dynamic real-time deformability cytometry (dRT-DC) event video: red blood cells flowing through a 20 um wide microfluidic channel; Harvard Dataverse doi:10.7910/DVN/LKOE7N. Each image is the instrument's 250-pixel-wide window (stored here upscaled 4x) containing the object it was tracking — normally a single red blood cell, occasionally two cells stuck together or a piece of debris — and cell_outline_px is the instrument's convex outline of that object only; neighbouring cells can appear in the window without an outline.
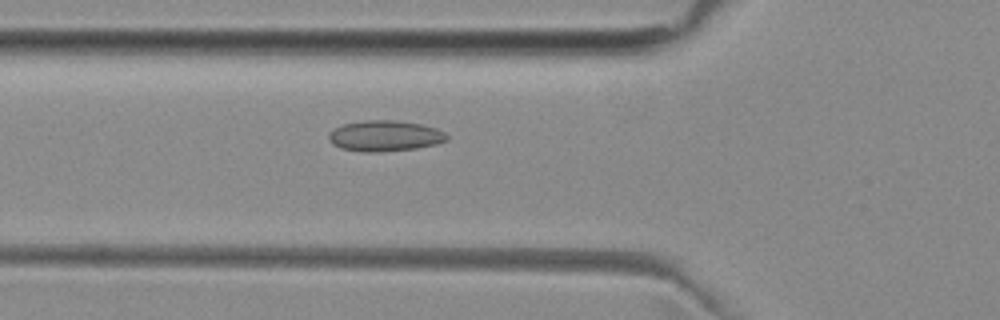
{"species": "common noctule bat (a hibernating species)", "species_latin": "Nyctalus noctula", "temperature_condition": "room temperature", "stored_images_in_passage": 33, "camera_frame_rate_fps": 3000, "um_per_image_px": 0.085, "animal": {"sex": "female", "body_mass_g": 29.2, "forearm_length_mm": 56.3}, "frame": {"image": 1, "passage_image": 3, "time_ms": 0.667, "image_size_px": [1000, 320], "cell_outline_px": [[448, 140], [436, 144], [416, 148], [376, 152], [360, 152], [340, 148], [332, 144], [328, 140], [328, 132], [344, 124], [364, 120], [392, 120], [420, 124], [436, 128], [444, 132], [448, 136]], "centroid_in_image_um": [32.68, 11.56], "position_along_channel_um": 93.1, "area_um2": 21.21}}
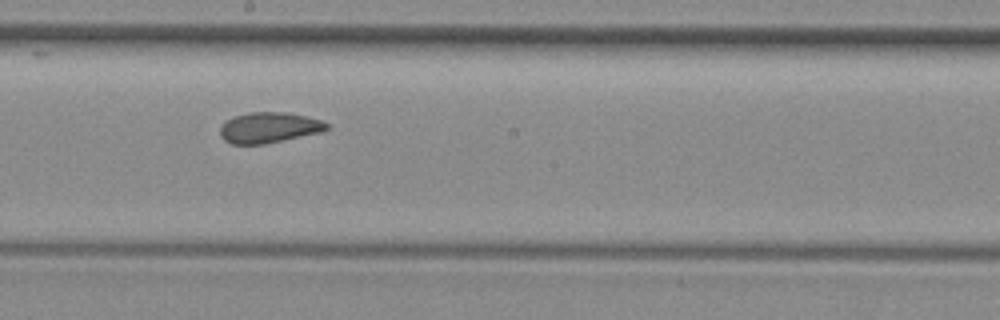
{"frame": {"image": 2, "passage_image": 13, "time_ms": 4.0, "image_size_px": [1000, 320], "cell_outline_px": [[328, 128], [320, 132], [284, 140], [264, 144], [232, 144], [224, 140], [220, 136], [220, 128], [228, 120], [236, 116], [248, 112], [284, 112], [304, 116], [320, 120], [328, 124]], "centroid_in_image_um": [22.84, 10.85], "position_along_channel_um": 225.4, "area_um2": 18.73}}
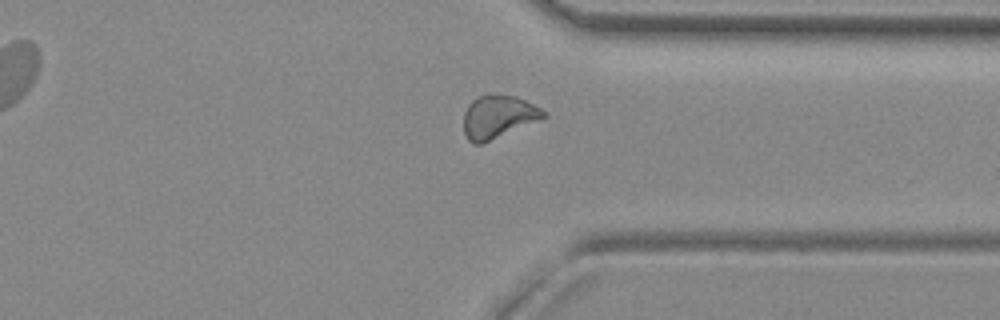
{"frame": {"image": 3, "passage_image": 24, "time_ms": 7.667, "image_size_px": [1000, 320], "cell_outline_px": [[548, 116], [480, 144], [472, 144], [468, 140], [464, 132], [464, 112], [468, 104], [472, 100], [480, 96], [516, 96], [548, 112]], "centroid_in_image_um": [42.33, 9.94], "position_along_channel_um": 369.1, "area_um2": 19.48}, "authors_computed_cell_mechanics": {"area_um2": 19.3052, "velocity_mm_per_s": 3.9594, "shape_relaxation_time_tau1_ms": null, "shape_relaxation_time_tau2_ms": 2.2996, "deformation_change_tau1": null, "deformation_change_tau2": 0.0754}}